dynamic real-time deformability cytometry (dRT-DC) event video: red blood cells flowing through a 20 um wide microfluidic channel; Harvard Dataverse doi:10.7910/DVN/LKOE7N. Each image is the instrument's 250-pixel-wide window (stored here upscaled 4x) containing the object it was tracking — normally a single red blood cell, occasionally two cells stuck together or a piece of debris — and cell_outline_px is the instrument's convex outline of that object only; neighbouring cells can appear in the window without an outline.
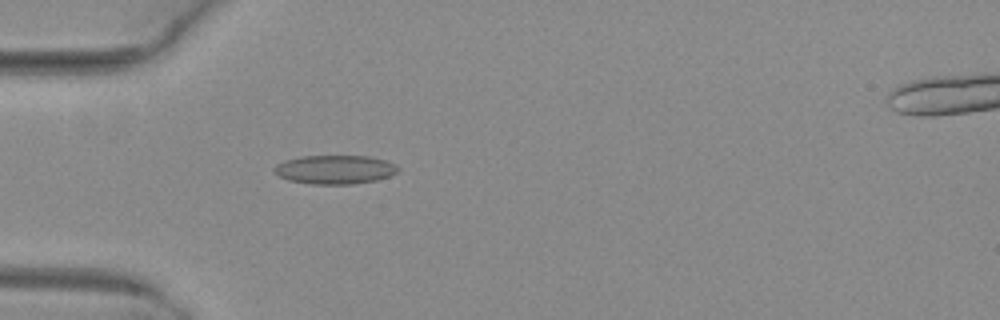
{"species": "common noctule bat (a hibernating species)", "species_latin": "Nyctalus noctula", "temperature_condition": "warm", "stored_images_in_passage": 37, "camera_frame_rate_fps": 3000, "um_per_image_px": 0.085, "animal": {"sex": "female", "body_mass_g": 29.2, "forearm_length_mm": 56.3}, "frame": {"image": 1, "passage_image": 2, "time_ms": 0.333, "image_size_px": [1000, 320], "cell_outline_px": [[400, 168], [396, 172], [388, 176], [376, 180], [356, 184], [312, 184], [288, 180], [280, 176], [272, 168], [276, 164], [284, 160], [300, 156], [368, 156], [384, 160], [396, 164]], "centroid_in_image_um": [28.46, 14.41], "position_along_channel_um": 56.5, "area_um2": 20.81}}
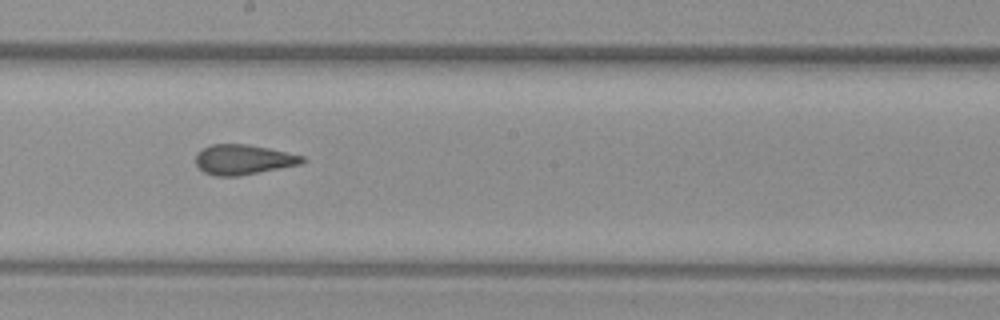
{"frame": {"image": 2, "passage_image": 15, "time_ms": 4.667, "image_size_px": [1000, 320], "cell_outline_px": [[308, 160], [300, 164], [240, 176], [216, 176], [204, 172], [196, 164], [196, 152], [212, 144], [248, 144], [268, 148], [304, 156]], "centroid_in_image_um": [20.68, 13.56], "position_along_channel_um": 227.5, "area_um2": 18.61}}
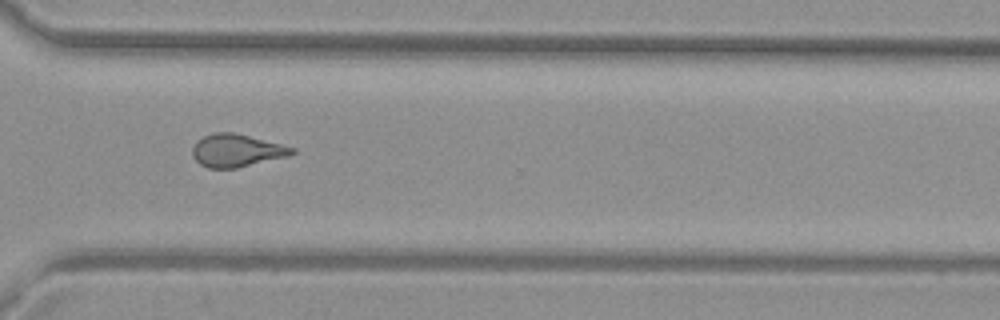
{"frame": {"image": 3, "passage_image": 24, "time_ms": 7.667, "image_size_px": [1000, 320], "cell_outline_px": [[296, 152], [288, 156], [236, 168], [208, 168], [200, 164], [192, 156], [192, 148], [196, 140], [204, 136], [216, 132], [232, 132], [296, 148]], "centroid_in_image_um": [20.08, 12.8], "position_along_channel_um": 350.5, "area_um2": 18.84}, "authors_computed_cell_mechanics": {"area_um2": 18.9006, "velocity_mm_per_s": 4.1019, "shape_relaxation_time_tau1_ms": null, "shape_relaxation_time_tau2_ms": 1.4572, "deformation_change_tau1": null, "deformation_change_tau2": 0.0994}}